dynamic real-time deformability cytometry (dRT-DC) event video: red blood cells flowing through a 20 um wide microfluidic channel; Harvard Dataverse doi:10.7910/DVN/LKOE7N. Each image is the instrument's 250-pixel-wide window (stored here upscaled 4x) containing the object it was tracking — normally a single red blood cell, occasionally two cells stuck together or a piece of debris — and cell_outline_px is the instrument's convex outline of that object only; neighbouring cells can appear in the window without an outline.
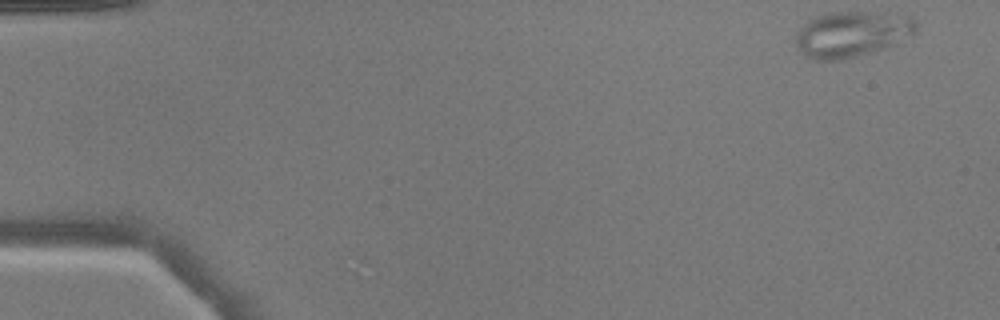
{"species": "common noctule bat (a hibernating species)", "species_latin": "Nyctalus noctula", "temperature_condition": "warm", "stored_images_in_passage": 13, "camera_frame_rate_fps": 3000, "um_per_image_px": 0.085, "animal": {"sex": "male", "body_mass_g": 17.9}, "frame": {"image": 1, "passage_image": 1, "time_ms": 0.0, "image_size_px": [1000, 320], "cell_outline_px": [[916, 32], [884, 48], [856, 56], [840, 60], [816, 60], [808, 56], [796, 44], [796, 32], [808, 20], [816, 16], [832, 12], [864, 12], [912, 16], [916, 20]], "centroid_in_image_um": [72.4, 2.88], "position_along_channel_um": 12.6, "area_um2": 31.5}}